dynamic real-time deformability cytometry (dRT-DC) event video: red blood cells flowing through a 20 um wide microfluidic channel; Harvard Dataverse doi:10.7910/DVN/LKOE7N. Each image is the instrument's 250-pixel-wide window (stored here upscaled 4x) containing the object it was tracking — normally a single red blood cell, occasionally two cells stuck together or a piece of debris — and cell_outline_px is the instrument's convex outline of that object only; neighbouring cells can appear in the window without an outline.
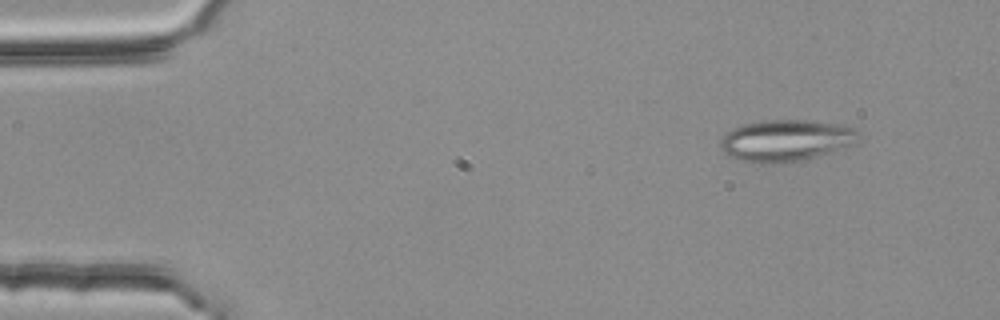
{"species": "common noctule bat (a hibernating species)", "species_latin": "Nyctalus noctula", "temperature_condition": "room temperature", "stored_images_in_passage": 7, "segment_of_instrument_passage": [1, 2], "camera_frame_rate_fps": 3000, "um_per_image_px": 0.085, "animal": {"sex": "female", "body_mass_g": 25.1}, "frame": {"image": 1, "passage_image": 2, "time_ms": 0.333, "image_size_px": [1000, 320], "cell_outline_px": [[860, 136], [852, 144], [816, 156], [784, 164], [760, 164], [728, 156], [720, 148], [720, 140], [732, 128], [744, 124], [760, 120], [816, 120], [856, 128]], "centroid_in_image_um": [66.77, 11.93], "position_along_channel_um": 18.2, "area_um2": 33.47}}